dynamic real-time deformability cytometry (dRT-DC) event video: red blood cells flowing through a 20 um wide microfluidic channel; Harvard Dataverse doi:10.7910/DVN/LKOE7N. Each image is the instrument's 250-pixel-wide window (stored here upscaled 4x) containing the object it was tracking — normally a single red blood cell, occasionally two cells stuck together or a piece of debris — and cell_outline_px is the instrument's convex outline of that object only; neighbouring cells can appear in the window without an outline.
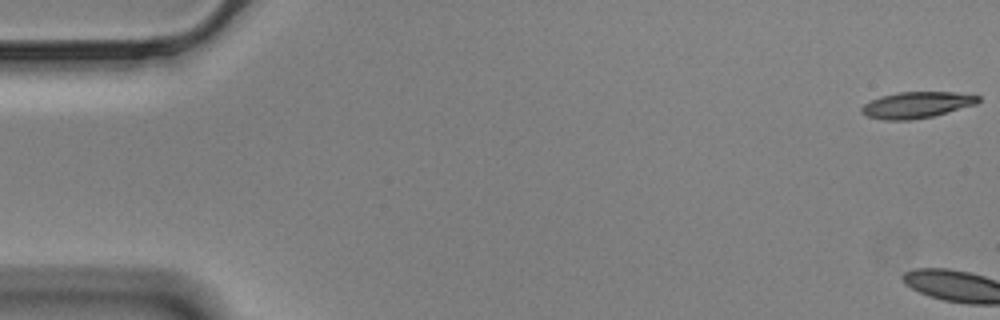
{"species": "Egyptian fruit bat (a non-hibernating species)", "species_latin": "Rousettus aegyptiacus", "temperature_condition": "cold", "stored_images_in_passage": 4, "camera_frame_rate_fps": 3000, "um_per_image_px": 0.085, "animal": {"sex": "male"}, "frame": {"image": 1, "passage_image": 1, "time_ms": 0.0, "image_size_px": [1000, 320], "cell_outline_px": [[980, 100], [976, 104], [932, 116], [908, 120], [884, 120], [868, 116], [860, 112], [860, 108], [864, 104], [880, 96], [896, 92], [956, 92], [980, 96]], "centroid_in_image_um": [77.89, 8.91], "position_along_channel_um": 7.1, "area_um2": 17.74}}